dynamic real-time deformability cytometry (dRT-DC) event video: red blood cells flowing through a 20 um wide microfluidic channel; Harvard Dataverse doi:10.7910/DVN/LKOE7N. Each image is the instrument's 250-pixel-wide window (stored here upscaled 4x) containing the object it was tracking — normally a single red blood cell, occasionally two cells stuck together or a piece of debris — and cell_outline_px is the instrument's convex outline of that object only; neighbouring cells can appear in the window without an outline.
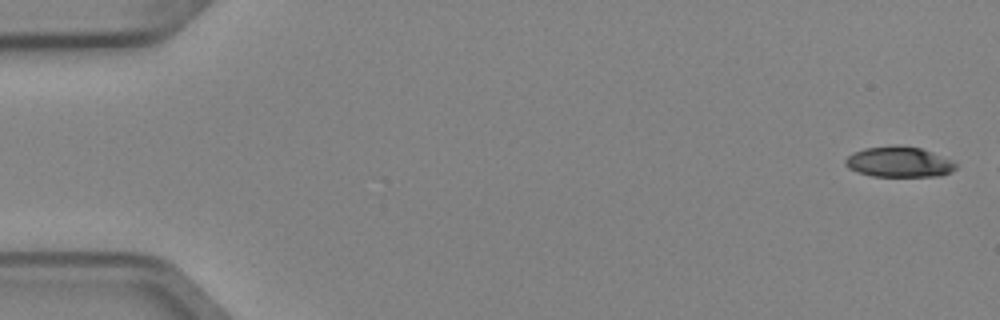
{"species": "Egyptian fruit bat (a non-hibernating species)", "species_latin": "Rousettus aegyptiacus", "temperature_condition": "cold", "stored_images_in_passage": 2, "camera_frame_rate_fps": 3000, "um_per_image_px": 0.085, "animal": {"sex": "female"}, "frame": {"image": 1, "passage_image": 1, "time_ms": 0.0, "image_size_px": [1000, 320], "cell_outline_px": [[956, 168], [940, 176], [872, 176], [856, 172], [848, 168], [844, 164], [844, 160], [852, 152], [864, 148], [920, 148], [932, 152], [952, 160], [956, 164]], "centroid_in_image_um": [76.38, 13.81], "position_along_channel_um": 8.6, "area_um2": 18.96}}